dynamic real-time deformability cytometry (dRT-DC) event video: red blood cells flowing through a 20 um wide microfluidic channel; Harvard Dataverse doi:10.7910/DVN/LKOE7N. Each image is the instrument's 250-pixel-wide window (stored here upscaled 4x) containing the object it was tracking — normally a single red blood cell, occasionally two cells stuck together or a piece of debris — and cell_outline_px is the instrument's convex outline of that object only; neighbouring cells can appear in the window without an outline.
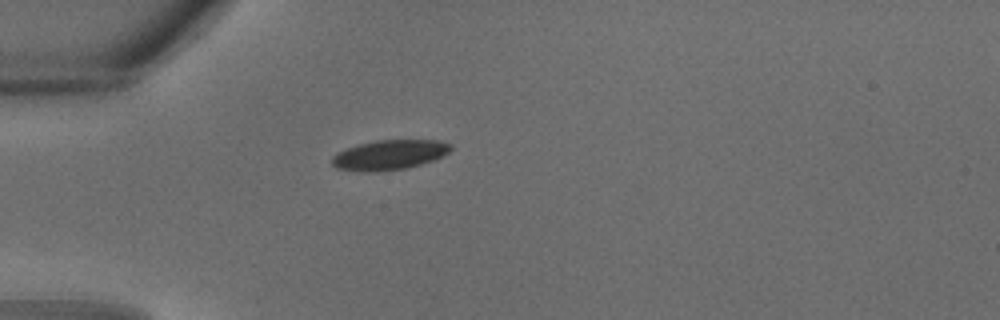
{"species": "common noctule bat (a hibernating species)", "species_latin": "Nyctalus noctula", "temperature_condition": "warm", "stored_images_in_passage": 5, "camera_frame_rate_fps": 3000, "um_per_image_px": 0.085, "animal": {"sex": "male", "body_mass_g": 18.8}, "frame": {"image": 1, "passage_image": 1, "time_ms": 0.0, "image_size_px": [1000, 320], "cell_outline_px": [[452, 148], [448, 152], [432, 160], [408, 168], [376, 172], [364, 172], [336, 168], [332, 164], [332, 156], [336, 152], [356, 144], [376, 140], [436, 140], [452, 144]], "centroid_in_image_um": [33.04, 13.16], "position_along_channel_um": 52.0, "area_um2": 20.75}}
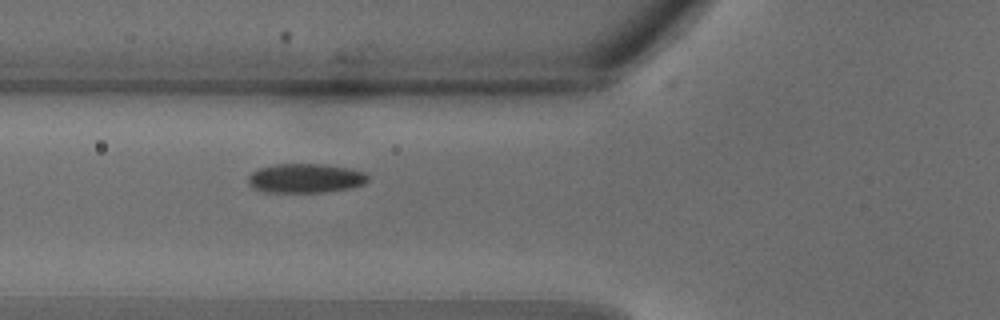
{"frame": {"image": 2, "passage_image": 4, "time_ms": 1.0, "image_size_px": [1000, 320], "cell_outline_px": [[368, 180], [364, 184], [352, 188], [328, 192], [264, 192], [248, 184], [248, 176], [252, 172], [260, 168], [276, 164], [324, 164], [348, 168], [364, 172], [368, 176]], "centroid_in_image_um": [25.98, 15.15], "position_along_channel_um": 99.8, "area_um2": 20.46}}